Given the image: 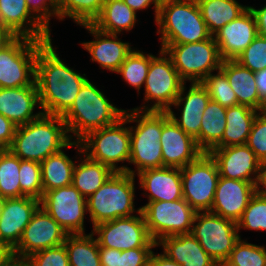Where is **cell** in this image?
Instances as JSON below:
<instances>
[{
  "instance_id": "obj_1",
  "label": "cell",
  "mask_w": 266,
  "mask_h": 266,
  "mask_svg": "<svg viewBox=\"0 0 266 266\" xmlns=\"http://www.w3.org/2000/svg\"><path fill=\"white\" fill-rule=\"evenodd\" d=\"M86 74L67 66L52 46V39L38 50L35 81L44 114L62 116L73 104Z\"/></svg>"
},
{
  "instance_id": "obj_2",
  "label": "cell",
  "mask_w": 266,
  "mask_h": 266,
  "mask_svg": "<svg viewBox=\"0 0 266 266\" xmlns=\"http://www.w3.org/2000/svg\"><path fill=\"white\" fill-rule=\"evenodd\" d=\"M74 146L62 117L42 113L37 119L16 127L8 149L21 160L41 163L61 149Z\"/></svg>"
},
{
  "instance_id": "obj_3",
  "label": "cell",
  "mask_w": 266,
  "mask_h": 266,
  "mask_svg": "<svg viewBox=\"0 0 266 266\" xmlns=\"http://www.w3.org/2000/svg\"><path fill=\"white\" fill-rule=\"evenodd\" d=\"M124 111L114 106L104 93L87 79L71 107L61 117L71 140L74 138V141H80L93 130L115 124L123 117Z\"/></svg>"
},
{
  "instance_id": "obj_4",
  "label": "cell",
  "mask_w": 266,
  "mask_h": 266,
  "mask_svg": "<svg viewBox=\"0 0 266 266\" xmlns=\"http://www.w3.org/2000/svg\"><path fill=\"white\" fill-rule=\"evenodd\" d=\"M155 22L161 44L197 43L212 36L196 0L162 2Z\"/></svg>"
},
{
  "instance_id": "obj_5",
  "label": "cell",
  "mask_w": 266,
  "mask_h": 266,
  "mask_svg": "<svg viewBox=\"0 0 266 266\" xmlns=\"http://www.w3.org/2000/svg\"><path fill=\"white\" fill-rule=\"evenodd\" d=\"M124 116L127 118L128 123H137L135 127L129 126V163L135 165L136 170L133 171L129 167L127 173L136 176V174L142 171L163 167L162 148L160 144L162 111L128 109L124 111Z\"/></svg>"
},
{
  "instance_id": "obj_6",
  "label": "cell",
  "mask_w": 266,
  "mask_h": 266,
  "mask_svg": "<svg viewBox=\"0 0 266 266\" xmlns=\"http://www.w3.org/2000/svg\"><path fill=\"white\" fill-rule=\"evenodd\" d=\"M135 176L127 172H114L110 178L87 198V209L93 226L121 217L132 216L135 211Z\"/></svg>"
},
{
  "instance_id": "obj_7",
  "label": "cell",
  "mask_w": 266,
  "mask_h": 266,
  "mask_svg": "<svg viewBox=\"0 0 266 266\" xmlns=\"http://www.w3.org/2000/svg\"><path fill=\"white\" fill-rule=\"evenodd\" d=\"M125 124L128 120L123 115L115 124L89 132L80 140L83 153L114 172H127L129 167L117 165L130 160V130Z\"/></svg>"
},
{
  "instance_id": "obj_8",
  "label": "cell",
  "mask_w": 266,
  "mask_h": 266,
  "mask_svg": "<svg viewBox=\"0 0 266 266\" xmlns=\"http://www.w3.org/2000/svg\"><path fill=\"white\" fill-rule=\"evenodd\" d=\"M161 49L170 57L184 82H202L219 70L223 61L213 36L197 43L161 44Z\"/></svg>"
},
{
  "instance_id": "obj_9",
  "label": "cell",
  "mask_w": 266,
  "mask_h": 266,
  "mask_svg": "<svg viewBox=\"0 0 266 266\" xmlns=\"http://www.w3.org/2000/svg\"><path fill=\"white\" fill-rule=\"evenodd\" d=\"M49 40L15 37L0 50V88H19L35 82L39 48Z\"/></svg>"
},
{
  "instance_id": "obj_10",
  "label": "cell",
  "mask_w": 266,
  "mask_h": 266,
  "mask_svg": "<svg viewBox=\"0 0 266 266\" xmlns=\"http://www.w3.org/2000/svg\"><path fill=\"white\" fill-rule=\"evenodd\" d=\"M159 57L153 56L145 79L144 101L153 104L133 108L141 111H168L179 95L184 81L174 67L170 57L160 49ZM151 105V106H150Z\"/></svg>"
},
{
  "instance_id": "obj_11",
  "label": "cell",
  "mask_w": 266,
  "mask_h": 266,
  "mask_svg": "<svg viewBox=\"0 0 266 266\" xmlns=\"http://www.w3.org/2000/svg\"><path fill=\"white\" fill-rule=\"evenodd\" d=\"M183 199L196 211H210L220 178L215 159L203 152L196 160L180 168Z\"/></svg>"
},
{
  "instance_id": "obj_12",
  "label": "cell",
  "mask_w": 266,
  "mask_h": 266,
  "mask_svg": "<svg viewBox=\"0 0 266 266\" xmlns=\"http://www.w3.org/2000/svg\"><path fill=\"white\" fill-rule=\"evenodd\" d=\"M191 234L219 266L228 259L241 238L236 222L210 211L196 213Z\"/></svg>"
},
{
  "instance_id": "obj_13",
  "label": "cell",
  "mask_w": 266,
  "mask_h": 266,
  "mask_svg": "<svg viewBox=\"0 0 266 266\" xmlns=\"http://www.w3.org/2000/svg\"><path fill=\"white\" fill-rule=\"evenodd\" d=\"M153 241L191 233L196 211L184 200L148 202L140 207Z\"/></svg>"
},
{
  "instance_id": "obj_14",
  "label": "cell",
  "mask_w": 266,
  "mask_h": 266,
  "mask_svg": "<svg viewBox=\"0 0 266 266\" xmlns=\"http://www.w3.org/2000/svg\"><path fill=\"white\" fill-rule=\"evenodd\" d=\"M137 214V216L121 217L94 226L91 232L97 235L99 247L120 251L157 247L156 242L149 235L142 212Z\"/></svg>"
},
{
  "instance_id": "obj_15",
  "label": "cell",
  "mask_w": 266,
  "mask_h": 266,
  "mask_svg": "<svg viewBox=\"0 0 266 266\" xmlns=\"http://www.w3.org/2000/svg\"><path fill=\"white\" fill-rule=\"evenodd\" d=\"M40 206L68 233L85 234L87 199L73 186H63L43 193Z\"/></svg>"
},
{
  "instance_id": "obj_16",
  "label": "cell",
  "mask_w": 266,
  "mask_h": 266,
  "mask_svg": "<svg viewBox=\"0 0 266 266\" xmlns=\"http://www.w3.org/2000/svg\"><path fill=\"white\" fill-rule=\"evenodd\" d=\"M68 233L40 206L24 228L18 245L11 251L12 259L24 261L30 255L63 245Z\"/></svg>"
},
{
  "instance_id": "obj_17",
  "label": "cell",
  "mask_w": 266,
  "mask_h": 266,
  "mask_svg": "<svg viewBox=\"0 0 266 266\" xmlns=\"http://www.w3.org/2000/svg\"><path fill=\"white\" fill-rule=\"evenodd\" d=\"M163 167L182 168L196 160L203 151L196 140L185 133L170 117L162 111V132L160 137Z\"/></svg>"
},
{
  "instance_id": "obj_18",
  "label": "cell",
  "mask_w": 266,
  "mask_h": 266,
  "mask_svg": "<svg viewBox=\"0 0 266 266\" xmlns=\"http://www.w3.org/2000/svg\"><path fill=\"white\" fill-rule=\"evenodd\" d=\"M185 85L186 82L172 105L178 108L179 111L181 110V116L177 118L172 108H170L167 113L185 133L196 140L199 147L201 118L210 100V96L206 87L201 82L191 83L187 93L185 92V90H187ZM181 105L183 107L179 109Z\"/></svg>"
},
{
  "instance_id": "obj_19",
  "label": "cell",
  "mask_w": 266,
  "mask_h": 266,
  "mask_svg": "<svg viewBox=\"0 0 266 266\" xmlns=\"http://www.w3.org/2000/svg\"><path fill=\"white\" fill-rule=\"evenodd\" d=\"M39 207L40 201L32 197L4 199L0 216V243L12 251Z\"/></svg>"
},
{
  "instance_id": "obj_20",
  "label": "cell",
  "mask_w": 266,
  "mask_h": 266,
  "mask_svg": "<svg viewBox=\"0 0 266 266\" xmlns=\"http://www.w3.org/2000/svg\"><path fill=\"white\" fill-rule=\"evenodd\" d=\"M209 153L215 159L221 177L256 183L261 162L246 144L214 147Z\"/></svg>"
},
{
  "instance_id": "obj_21",
  "label": "cell",
  "mask_w": 266,
  "mask_h": 266,
  "mask_svg": "<svg viewBox=\"0 0 266 266\" xmlns=\"http://www.w3.org/2000/svg\"><path fill=\"white\" fill-rule=\"evenodd\" d=\"M258 35L256 20L248 7L213 37L222 60H235Z\"/></svg>"
},
{
  "instance_id": "obj_22",
  "label": "cell",
  "mask_w": 266,
  "mask_h": 266,
  "mask_svg": "<svg viewBox=\"0 0 266 266\" xmlns=\"http://www.w3.org/2000/svg\"><path fill=\"white\" fill-rule=\"evenodd\" d=\"M254 194V183L220 176L210 212L237 223Z\"/></svg>"
},
{
  "instance_id": "obj_23",
  "label": "cell",
  "mask_w": 266,
  "mask_h": 266,
  "mask_svg": "<svg viewBox=\"0 0 266 266\" xmlns=\"http://www.w3.org/2000/svg\"><path fill=\"white\" fill-rule=\"evenodd\" d=\"M80 26L87 29L95 39L81 43V46L91 55V60L97 62L100 68L116 72L133 50L130 43L121 41L117 34L99 31L92 24Z\"/></svg>"
},
{
  "instance_id": "obj_24",
  "label": "cell",
  "mask_w": 266,
  "mask_h": 266,
  "mask_svg": "<svg viewBox=\"0 0 266 266\" xmlns=\"http://www.w3.org/2000/svg\"><path fill=\"white\" fill-rule=\"evenodd\" d=\"M0 27L15 37L51 40V32L30 13L26 0H0Z\"/></svg>"
},
{
  "instance_id": "obj_25",
  "label": "cell",
  "mask_w": 266,
  "mask_h": 266,
  "mask_svg": "<svg viewBox=\"0 0 266 266\" xmlns=\"http://www.w3.org/2000/svg\"><path fill=\"white\" fill-rule=\"evenodd\" d=\"M40 107L36 81L19 88H0V114L16 126L25 125L37 119L43 112L33 114Z\"/></svg>"
},
{
  "instance_id": "obj_26",
  "label": "cell",
  "mask_w": 266,
  "mask_h": 266,
  "mask_svg": "<svg viewBox=\"0 0 266 266\" xmlns=\"http://www.w3.org/2000/svg\"><path fill=\"white\" fill-rule=\"evenodd\" d=\"M140 188L148 192V202L183 199L180 168L160 167L137 174Z\"/></svg>"
},
{
  "instance_id": "obj_27",
  "label": "cell",
  "mask_w": 266,
  "mask_h": 266,
  "mask_svg": "<svg viewBox=\"0 0 266 266\" xmlns=\"http://www.w3.org/2000/svg\"><path fill=\"white\" fill-rule=\"evenodd\" d=\"M163 254L182 266H219L191 234L168 236L156 242Z\"/></svg>"
},
{
  "instance_id": "obj_28",
  "label": "cell",
  "mask_w": 266,
  "mask_h": 266,
  "mask_svg": "<svg viewBox=\"0 0 266 266\" xmlns=\"http://www.w3.org/2000/svg\"><path fill=\"white\" fill-rule=\"evenodd\" d=\"M220 70L226 75L238 104L261 111L264 102L259 96L255 73L236 60H223Z\"/></svg>"
},
{
  "instance_id": "obj_29",
  "label": "cell",
  "mask_w": 266,
  "mask_h": 266,
  "mask_svg": "<svg viewBox=\"0 0 266 266\" xmlns=\"http://www.w3.org/2000/svg\"><path fill=\"white\" fill-rule=\"evenodd\" d=\"M75 148L78 154L85 158L74 166L72 185L87 199L110 178L114 171L84 154L80 141L75 140Z\"/></svg>"
},
{
  "instance_id": "obj_30",
  "label": "cell",
  "mask_w": 266,
  "mask_h": 266,
  "mask_svg": "<svg viewBox=\"0 0 266 266\" xmlns=\"http://www.w3.org/2000/svg\"><path fill=\"white\" fill-rule=\"evenodd\" d=\"M258 112L245 105L227 108L224 135L215 147L246 144Z\"/></svg>"
},
{
  "instance_id": "obj_31",
  "label": "cell",
  "mask_w": 266,
  "mask_h": 266,
  "mask_svg": "<svg viewBox=\"0 0 266 266\" xmlns=\"http://www.w3.org/2000/svg\"><path fill=\"white\" fill-rule=\"evenodd\" d=\"M136 12L133 11L123 0H106L100 15L92 25L99 31L109 34H119L130 31L138 22Z\"/></svg>"
},
{
  "instance_id": "obj_32",
  "label": "cell",
  "mask_w": 266,
  "mask_h": 266,
  "mask_svg": "<svg viewBox=\"0 0 266 266\" xmlns=\"http://www.w3.org/2000/svg\"><path fill=\"white\" fill-rule=\"evenodd\" d=\"M227 108L209 100L201 118L199 148L209 153L221 140L226 127Z\"/></svg>"
},
{
  "instance_id": "obj_33",
  "label": "cell",
  "mask_w": 266,
  "mask_h": 266,
  "mask_svg": "<svg viewBox=\"0 0 266 266\" xmlns=\"http://www.w3.org/2000/svg\"><path fill=\"white\" fill-rule=\"evenodd\" d=\"M209 33L213 36L224 25L236 19L248 6L236 0H196Z\"/></svg>"
},
{
  "instance_id": "obj_34",
  "label": "cell",
  "mask_w": 266,
  "mask_h": 266,
  "mask_svg": "<svg viewBox=\"0 0 266 266\" xmlns=\"http://www.w3.org/2000/svg\"><path fill=\"white\" fill-rule=\"evenodd\" d=\"M75 162L61 149L48 156L41 165L43 193L52 189L72 185Z\"/></svg>"
},
{
  "instance_id": "obj_35",
  "label": "cell",
  "mask_w": 266,
  "mask_h": 266,
  "mask_svg": "<svg viewBox=\"0 0 266 266\" xmlns=\"http://www.w3.org/2000/svg\"><path fill=\"white\" fill-rule=\"evenodd\" d=\"M66 247L70 266H101L99 244L94 234H68Z\"/></svg>"
},
{
  "instance_id": "obj_36",
  "label": "cell",
  "mask_w": 266,
  "mask_h": 266,
  "mask_svg": "<svg viewBox=\"0 0 266 266\" xmlns=\"http://www.w3.org/2000/svg\"><path fill=\"white\" fill-rule=\"evenodd\" d=\"M106 0H57L58 19L65 17L74 20L78 25L92 24L100 15Z\"/></svg>"
},
{
  "instance_id": "obj_37",
  "label": "cell",
  "mask_w": 266,
  "mask_h": 266,
  "mask_svg": "<svg viewBox=\"0 0 266 266\" xmlns=\"http://www.w3.org/2000/svg\"><path fill=\"white\" fill-rule=\"evenodd\" d=\"M20 158L9 149H0V197H23L19 184Z\"/></svg>"
},
{
  "instance_id": "obj_38",
  "label": "cell",
  "mask_w": 266,
  "mask_h": 266,
  "mask_svg": "<svg viewBox=\"0 0 266 266\" xmlns=\"http://www.w3.org/2000/svg\"><path fill=\"white\" fill-rule=\"evenodd\" d=\"M153 56L133 49L115 73L121 74L124 81L139 92L145 83Z\"/></svg>"
},
{
  "instance_id": "obj_39",
  "label": "cell",
  "mask_w": 266,
  "mask_h": 266,
  "mask_svg": "<svg viewBox=\"0 0 266 266\" xmlns=\"http://www.w3.org/2000/svg\"><path fill=\"white\" fill-rule=\"evenodd\" d=\"M222 266H266V248L240 238Z\"/></svg>"
},
{
  "instance_id": "obj_40",
  "label": "cell",
  "mask_w": 266,
  "mask_h": 266,
  "mask_svg": "<svg viewBox=\"0 0 266 266\" xmlns=\"http://www.w3.org/2000/svg\"><path fill=\"white\" fill-rule=\"evenodd\" d=\"M216 74H209L201 83L206 87L210 99L221 106L229 108L239 105L235 92L226 75L219 69Z\"/></svg>"
},
{
  "instance_id": "obj_41",
  "label": "cell",
  "mask_w": 266,
  "mask_h": 266,
  "mask_svg": "<svg viewBox=\"0 0 266 266\" xmlns=\"http://www.w3.org/2000/svg\"><path fill=\"white\" fill-rule=\"evenodd\" d=\"M19 184L24 196L41 200L43 186L39 162L20 159Z\"/></svg>"
},
{
  "instance_id": "obj_42",
  "label": "cell",
  "mask_w": 266,
  "mask_h": 266,
  "mask_svg": "<svg viewBox=\"0 0 266 266\" xmlns=\"http://www.w3.org/2000/svg\"><path fill=\"white\" fill-rule=\"evenodd\" d=\"M238 231L249 229L254 231H266V197L254 194L242 217L237 222Z\"/></svg>"
},
{
  "instance_id": "obj_43",
  "label": "cell",
  "mask_w": 266,
  "mask_h": 266,
  "mask_svg": "<svg viewBox=\"0 0 266 266\" xmlns=\"http://www.w3.org/2000/svg\"><path fill=\"white\" fill-rule=\"evenodd\" d=\"M235 60L254 73L266 69V37L257 35Z\"/></svg>"
},
{
  "instance_id": "obj_44",
  "label": "cell",
  "mask_w": 266,
  "mask_h": 266,
  "mask_svg": "<svg viewBox=\"0 0 266 266\" xmlns=\"http://www.w3.org/2000/svg\"><path fill=\"white\" fill-rule=\"evenodd\" d=\"M24 261L28 266H70L64 244L38 251Z\"/></svg>"
},
{
  "instance_id": "obj_45",
  "label": "cell",
  "mask_w": 266,
  "mask_h": 266,
  "mask_svg": "<svg viewBox=\"0 0 266 266\" xmlns=\"http://www.w3.org/2000/svg\"><path fill=\"white\" fill-rule=\"evenodd\" d=\"M246 145L261 163L266 162V116L260 111L255 117Z\"/></svg>"
},
{
  "instance_id": "obj_46",
  "label": "cell",
  "mask_w": 266,
  "mask_h": 266,
  "mask_svg": "<svg viewBox=\"0 0 266 266\" xmlns=\"http://www.w3.org/2000/svg\"><path fill=\"white\" fill-rule=\"evenodd\" d=\"M30 13L48 30L50 17L58 19L57 0H26Z\"/></svg>"
},
{
  "instance_id": "obj_47",
  "label": "cell",
  "mask_w": 266,
  "mask_h": 266,
  "mask_svg": "<svg viewBox=\"0 0 266 266\" xmlns=\"http://www.w3.org/2000/svg\"><path fill=\"white\" fill-rule=\"evenodd\" d=\"M153 248H134L122 251L119 266H149V258Z\"/></svg>"
},
{
  "instance_id": "obj_48",
  "label": "cell",
  "mask_w": 266,
  "mask_h": 266,
  "mask_svg": "<svg viewBox=\"0 0 266 266\" xmlns=\"http://www.w3.org/2000/svg\"><path fill=\"white\" fill-rule=\"evenodd\" d=\"M16 125L0 114V149H8L12 144Z\"/></svg>"
},
{
  "instance_id": "obj_49",
  "label": "cell",
  "mask_w": 266,
  "mask_h": 266,
  "mask_svg": "<svg viewBox=\"0 0 266 266\" xmlns=\"http://www.w3.org/2000/svg\"><path fill=\"white\" fill-rule=\"evenodd\" d=\"M122 251L107 247H99L101 266H119V256Z\"/></svg>"
},
{
  "instance_id": "obj_50",
  "label": "cell",
  "mask_w": 266,
  "mask_h": 266,
  "mask_svg": "<svg viewBox=\"0 0 266 266\" xmlns=\"http://www.w3.org/2000/svg\"><path fill=\"white\" fill-rule=\"evenodd\" d=\"M126 5H128L133 11L137 13L139 10H144L153 4L155 12V21L159 12L161 5L160 0H123Z\"/></svg>"
},
{
  "instance_id": "obj_51",
  "label": "cell",
  "mask_w": 266,
  "mask_h": 266,
  "mask_svg": "<svg viewBox=\"0 0 266 266\" xmlns=\"http://www.w3.org/2000/svg\"><path fill=\"white\" fill-rule=\"evenodd\" d=\"M248 7L255 17L258 35L266 37V5L260 9H256L252 6Z\"/></svg>"
},
{
  "instance_id": "obj_52",
  "label": "cell",
  "mask_w": 266,
  "mask_h": 266,
  "mask_svg": "<svg viewBox=\"0 0 266 266\" xmlns=\"http://www.w3.org/2000/svg\"><path fill=\"white\" fill-rule=\"evenodd\" d=\"M255 193L266 197V162L259 166L258 176L255 183Z\"/></svg>"
},
{
  "instance_id": "obj_53",
  "label": "cell",
  "mask_w": 266,
  "mask_h": 266,
  "mask_svg": "<svg viewBox=\"0 0 266 266\" xmlns=\"http://www.w3.org/2000/svg\"><path fill=\"white\" fill-rule=\"evenodd\" d=\"M149 266H182L174 260L168 258L165 254H155L153 251L149 258Z\"/></svg>"
},
{
  "instance_id": "obj_54",
  "label": "cell",
  "mask_w": 266,
  "mask_h": 266,
  "mask_svg": "<svg viewBox=\"0 0 266 266\" xmlns=\"http://www.w3.org/2000/svg\"><path fill=\"white\" fill-rule=\"evenodd\" d=\"M256 85L259 96L263 102L266 101V69L255 73Z\"/></svg>"
},
{
  "instance_id": "obj_55",
  "label": "cell",
  "mask_w": 266,
  "mask_h": 266,
  "mask_svg": "<svg viewBox=\"0 0 266 266\" xmlns=\"http://www.w3.org/2000/svg\"><path fill=\"white\" fill-rule=\"evenodd\" d=\"M12 260L11 251L0 243V266H7Z\"/></svg>"
},
{
  "instance_id": "obj_56",
  "label": "cell",
  "mask_w": 266,
  "mask_h": 266,
  "mask_svg": "<svg viewBox=\"0 0 266 266\" xmlns=\"http://www.w3.org/2000/svg\"><path fill=\"white\" fill-rule=\"evenodd\" d=\"M15 36L7 29L0 27V50L7 46Z\"/></svg>"
},
{
  "instance_id": "obj_57",
  "label": "cell",
  "mask_w": 266,
  "mask_h": 266,
  "mask_svg": "<svg viewBox=\"0 0 266 266\" xmlns=\"http://www.w3.org/2000/svg\"><path fill=\"white\" fill-rule=\"evenodd\" d=\"M7 266H28L25 261L12 260Z\"/></svg>"
},
{
  "instance_id": "obj_58",
  "label": "cell",
  "mask_w": 266,
  "mask_h": 266,
  "mask_svg": "<svg viewBox=\"0 0 266 266\" xmlns=\"http://www.w3.org/2000/svg\"><path fill=\"white\" fill-rule=\"evenodd\" d=\"M4 199L5 198L0 197V216H1V212H2L3 206H4Z\"/></svg>"
},
{
  "instance_id": "obj_59",
  "label": "cell",
  "mask_w": 266,
  "mask_h": 266,
  "mask_svg": "<svg viewBox=\"0 0 266 266\" xmlns=\"http://www.w3.org/2000/svg\"><path fill=\"white\" fill-rule=\"evenodd\" d=\"M260 112L266 116V101L264 102L263 107Z\"/></svg>"
}]
</instances>
